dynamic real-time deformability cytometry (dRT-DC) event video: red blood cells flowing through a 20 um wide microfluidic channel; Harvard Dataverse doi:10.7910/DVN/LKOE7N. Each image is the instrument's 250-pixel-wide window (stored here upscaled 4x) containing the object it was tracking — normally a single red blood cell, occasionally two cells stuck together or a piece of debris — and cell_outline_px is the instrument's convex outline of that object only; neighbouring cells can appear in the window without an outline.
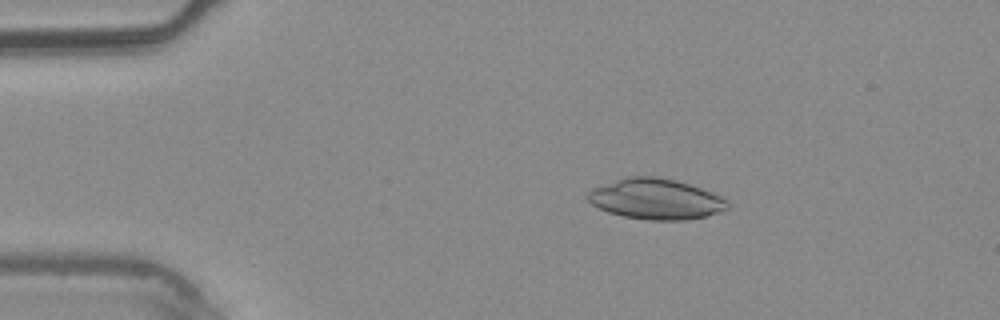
{"species": "common noctule bat (a hibernating species)", "species_latin": "Nyctalus noctula", "temperature_condition": "warm", "stored_images_in_passage": 7, "camera_frame_rate_fps": 3000, "um_per_image_px": 0.085, "animal": {"sex": "male", "body_mass_g": 20.4}, "frame": {"image": 1, "passage_image": 2, "time_ms": 0.333, "image_size_px": [1000, 320], "cell_outline_px": [[732, 204], [728, 208], [708, 216], [688, 220], [648, 220], [624, 216], [608, 212], [592, 204], [584, 196], [592, 188], [628, 176], [656, 176], [676, 180], [712, 192], [728, 200]], "centroid_in_image_um": [55.76, 16.92], "position_along_channel_um": 29.2, "area_um2": 33.18}}
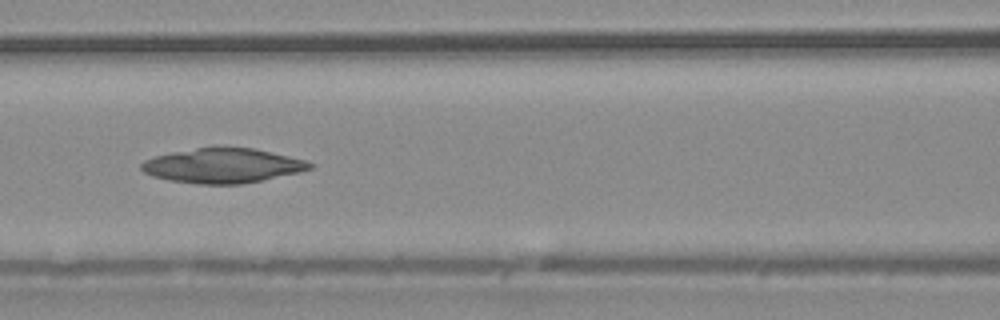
{"frame": {"image": 2, "passage_image": 6, "time_ms": 1.667, "image_size_px": [1000, 320], "cell_outline_px": [[316, 164], [312, 168], [300, 172], [240, 184], [196, 184], [168, 180], [152, 176], [144, 172], [140, 168], [140, 164], [144, 160], [156, 156], [212, 144], [216, 144], [252, 148], [288, 156], [304, 160]], "centroid_in_image_um": [18.9, 14.05], "position_along_channel_um": 147.7, "area_um2": 34.51}}
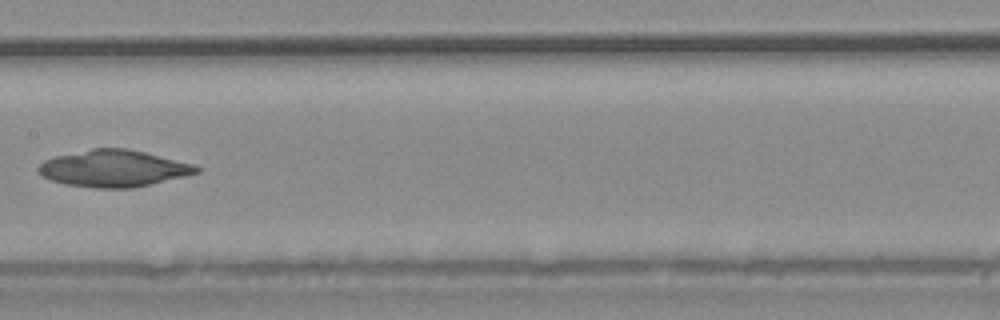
{"frame": {"image": 3, "passage_image": 7, "time_ms": 2.0, "image_size_px": [1000, 320], "cell_outline_px": [[204, 168], [200, 172], [152, 184], [132, 188], [92, 188], [64, 184], [52, 180], [44, 176], [36, 168], [44, 160], [56, 156], [92, 148], [128, 148], [192, 164]], "centroid_in_image_um": [9.66, 14.32], "position_along_channel_um": 197.7, "area_um2": 33.76}}